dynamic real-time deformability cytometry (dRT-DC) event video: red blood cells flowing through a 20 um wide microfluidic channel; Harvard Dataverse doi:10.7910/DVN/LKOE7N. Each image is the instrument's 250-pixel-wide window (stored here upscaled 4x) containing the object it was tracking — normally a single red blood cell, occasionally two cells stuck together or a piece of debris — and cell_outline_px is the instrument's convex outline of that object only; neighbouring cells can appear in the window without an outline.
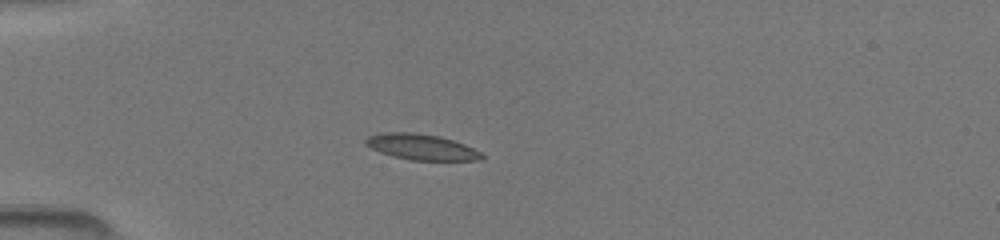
{"species": "common noctule bat (a hibernating species)", "species_latin": "Nyctalus noctula", "temperature_condition": "room temperature", "stored_images_in_passage": 36, "camera_frame_rate_fps": 3000, "um_per_image_px": 0.085, "animal": {"sex": "female", "body_mass_g": 19.5, "forearm_length_mm": 54.1}, "frame": {"image": 1, "passage_image": 1, "time_ms": 0.0, "image_size_px": [1000, 240], "cell_outline_px": [[484, 156], [480, 160], [412, 160], [392, 156], [380, 152], [364, 144], [364, 140], [368, 136], [380, 132], [412, 132], [436, 136], [452, 140], [464, 144], [480, 152]], "centroid_in_image_um": [35.76, 12.49], "position_along_channel_um": 49.2, "area_um2": 17.28}}
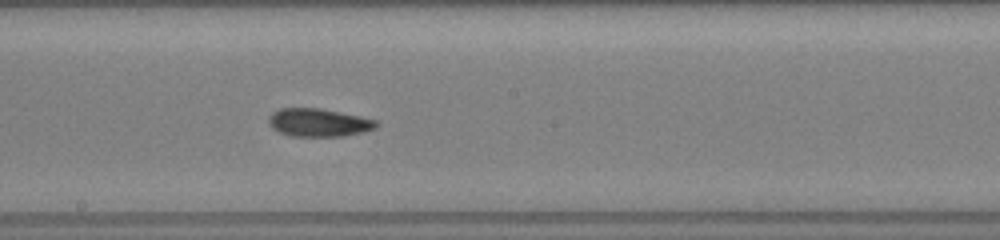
{"frame": {"image": 2, "passage_image": 15, "time_ms": 4.667, "image_size_px": [1000, 240], "cell_outline_px": [[380, 124], [376, 128], [364, 132], [344, 136], [292, 136], [280, 132], [272, 128], [268, 124], [268, 116], [272, 112], [280, 108], [320, 108], [360, 116], [376, 120]], "centroid_in_image_um": [27.09, 10.41], "position_along_channel_um": 221.1, "area_um2": 17.74}}
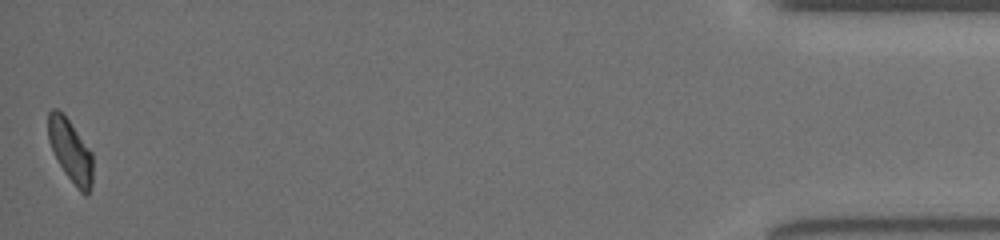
{"frame": {"image": 3, "passage_image": 36, "time_ms": 11.667, "image_size_px": [1000, 240], "cell_outline_px": [[92, 184], [88, 196], [84, 196], [76, 188], [64, 172], [48, 140], [48, 112], [52, 108], [56, 108], [68, 120], [92, 152]], "centroid_in_image_um": [6.0, 12.87], "position_along_channel_um": 429.2, "area_um2": 16.13}}